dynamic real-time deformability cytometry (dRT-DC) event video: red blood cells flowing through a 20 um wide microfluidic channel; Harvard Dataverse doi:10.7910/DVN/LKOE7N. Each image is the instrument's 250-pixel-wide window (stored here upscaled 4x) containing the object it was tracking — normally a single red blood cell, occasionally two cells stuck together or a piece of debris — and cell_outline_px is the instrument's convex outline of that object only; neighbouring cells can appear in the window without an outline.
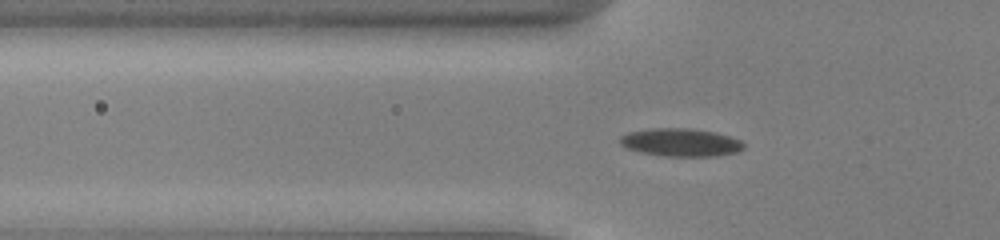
{"species": "common noctule bat (a hibernating species)", "species_latin": "Nyctalus noctula", "temperature_condition": "cold", "stored_images_in_passage": 37, "camera_frame_rate_fps": 3000, "um_per_image_px": 0.085, "animal": {"sex": "male", "body_mass_g": 13.0, "forearm_length_mm": 53.1}, "frame": {"image": 1, "passage_image": 3, "time_ms": 0.667, "image_size_px": [1000, 240], "cell_outline_px": [[744, 148], [736, 152], [716, 156], [664, 156], [640, 152], [628, 148], [620, 144], [620, 136], [628, 132], [648, 128], [692, 128], [716, 132], [740, 140], [744, 144]], "centroid_in_image_um": [57.85, 12.09], "position_along_channel_um": 68.0, "area_um2": 20.23}}
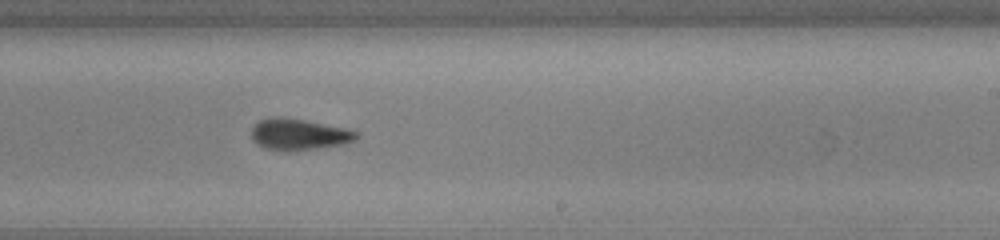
{"frame": {"image": 2, "passage_image": 18, "time_ms": 5.667, "image_size_px": [1000, 240], "cell_outline_px": [[360, 136], [356, 140], [344, 144], [288, 152], [264, 148], [256, 144], [252, 140], [252, 128], [260, 120], [268, 116], [284, 116], [344, 128], [360, 132]], "centroid_in_image_um": [25.39, 11.42], "position_along_channel_um": 263.6, "area_um2": 19.42}}
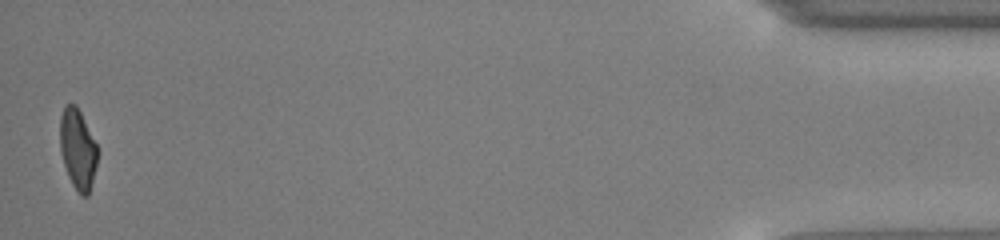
{"frame": {"image": 3, "passage_image": 37, "time_ms": 12.0, "image_size_px": [1000, 240], "cell_outline_px": [[96, 164], [88, 196], [80, 196], [72, 184], [68, 176], [60, 152], [60, 116], [64, 108], [68, 104], [76, 104], [96, 144]], "centroid_in_image_um": [6.58, 12.69], "position_along_channel_um": 428.6, "area_um2": 17.17}, "authors_computed_cell_mechanics": {"area_um2": 19.2474, "velocity_mm_per_s": 3.9544, "shape_relaxation_time_tau1_ms": 5.0843, "shape_relaxation_time_tau2_ms": 1.7598, "deformation_change_tau1": 0.161, "deformation_change_tau2": 0.0813}}